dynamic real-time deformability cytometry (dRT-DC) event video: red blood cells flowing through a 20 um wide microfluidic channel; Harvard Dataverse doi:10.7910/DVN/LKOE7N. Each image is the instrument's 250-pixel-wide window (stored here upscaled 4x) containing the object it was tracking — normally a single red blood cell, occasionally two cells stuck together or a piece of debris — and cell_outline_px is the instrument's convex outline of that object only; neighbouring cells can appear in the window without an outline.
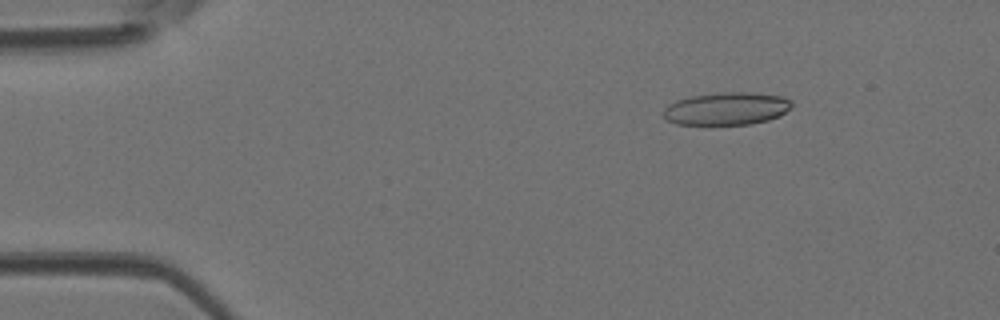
{"species": "Egyptian fruit bat (a non-hibernating species)", "species_latin": "Rousettus aegyptiacus", "temperature_condition": "room temperature", "stored_images_in_passage": 45, "camera_frame_rate_fps": 3000, "um_per_image_px": 0.085, "animal": {"sex": "female"}, "frame": {"image": 1, "passage_image": 6, "time_ms": 1.667, "image_size_px": [1000, 320], "cell_outline_px": [[792, 108], [780, 116], [768, 120], [748, 124], [676, 124], [668, 120], [664, 116], [664, 108], [668, 104], [676, 100], [688, 96], [720, 92], [752, 92], [784, 96], [792, 100]], "centroid_in_image_um": [61.8, 9.21], "position_along_channel_um": 23.2, "area_um2": 24.68}}
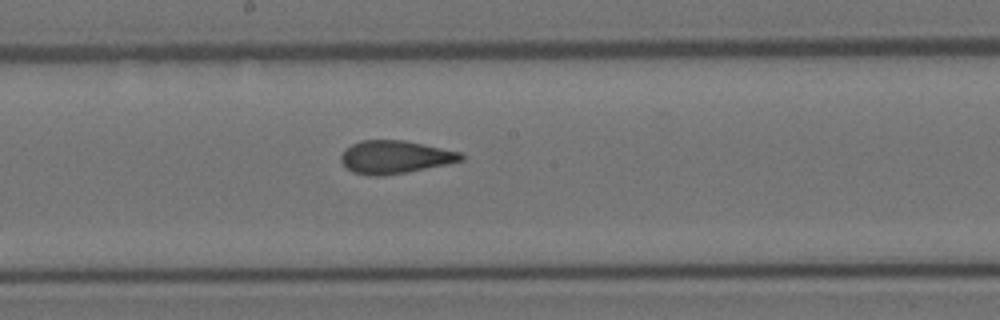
{"frame": {"image": 2, "passage_image": 24, "time_ms": 7.667, "image_size_px": [1000, 320], "cell_outline_px": [[464, 160], [448, 164], [384, 176], [368, 176], [352, 172], [340, 160], [340, 156], [344, 148], [360, 140], [404, 140], [424, 144], [460, 152], [464, 156]], "centroid_in_image_um": [33.55, 13.35], "position_along_channel_um": 214.7, "area_um2": 23.18}}
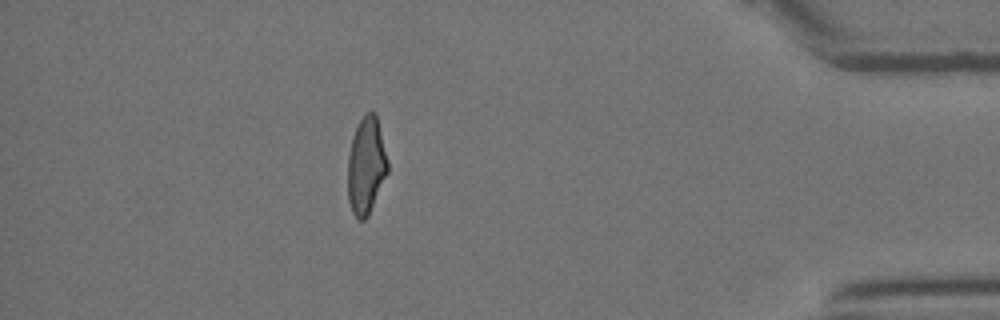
{"frame": {"image": 3, "passage_image": 40, "time_ms": 13.0, "image_size_px": [1000, 320], "cell_outline_px": [[388, 172], [368, 216], [364, 220], [356, 220], [352, 212], [348, 200], [348, 156], [352, 136], [360, 120], [368, 112], [376, 112], [388, 160]], "centroid_in_image_um": [31.12, 14.1], "position_along_channel_um": 404.1, "area_um2": 22.66}}